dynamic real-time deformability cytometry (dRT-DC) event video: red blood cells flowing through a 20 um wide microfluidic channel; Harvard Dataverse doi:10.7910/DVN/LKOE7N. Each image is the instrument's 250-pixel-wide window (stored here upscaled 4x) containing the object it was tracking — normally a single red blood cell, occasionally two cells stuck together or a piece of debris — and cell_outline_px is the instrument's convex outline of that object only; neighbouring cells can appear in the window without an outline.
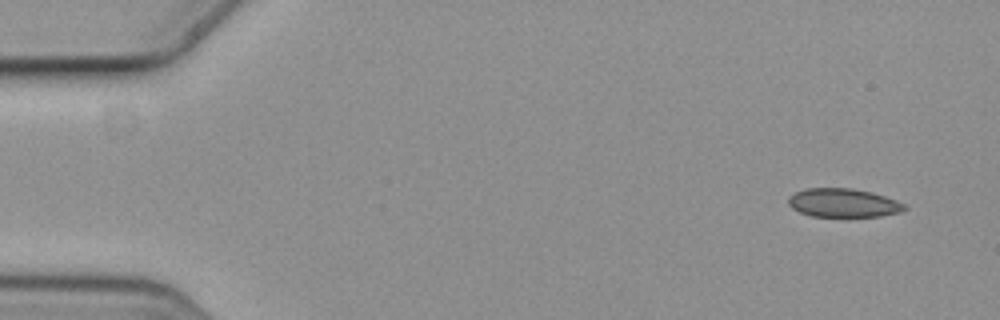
{"species": "common noctule bat (a hibernating species)", "species_latin": "Nyctalus noctula", "temperature_condition": "cold", "stored_images_in_passage": 8, "camera_frame_rate_fps": 3000, "um_per_image_px": 0.085, "animal": {"sex": "female", "body_mass_g": 19.3, "forearm_length_mm": 54.1}, "frame": {"image": 1, "passage_image": 1, "time_ms": 0.0, "image_size_px": [1000, 320], "cell_outline_px": [[908, 208], [900, 212], [880, 216], [812, 216], [800, 212], [792, 208], [788, 204], [788, 196], [796, 192], [808, 188], [852, 188], [872, 192], [896, 200], [904, 204]], "centroid_in_image_um": [71.67, 17.24], "position_along_channel_um": 13.3, "area_um2": 19.31}}
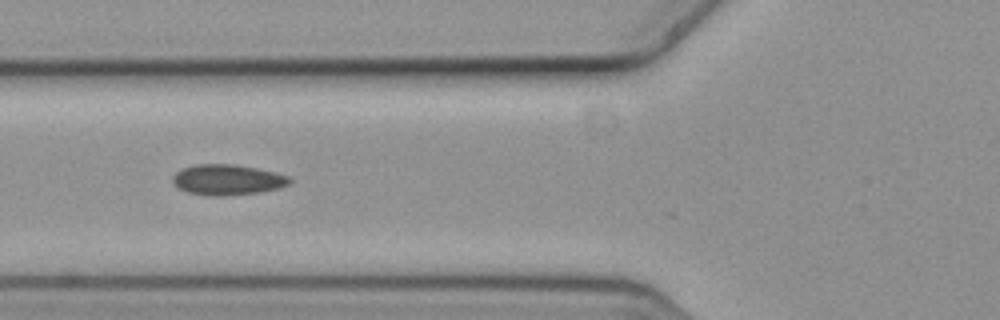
{"frame": {"image": 2, "passage_image": 6, "time_ms": 1.667, "image_size_px": [1000, 320], "cell_outline_px": [[292, 180], [288, 184], [276, 188], [260, 192], [224, 196], [212, 196], [188, 192], [176, 188], [172, 184], [172, 176], [180, 168], [196, 164], [236, 164], [256, 168], [288, 176]], "centroid_in_image_um": [19.25, 15.27], "position_along_channel_um": 106.6, "area_um2": 20.87}}
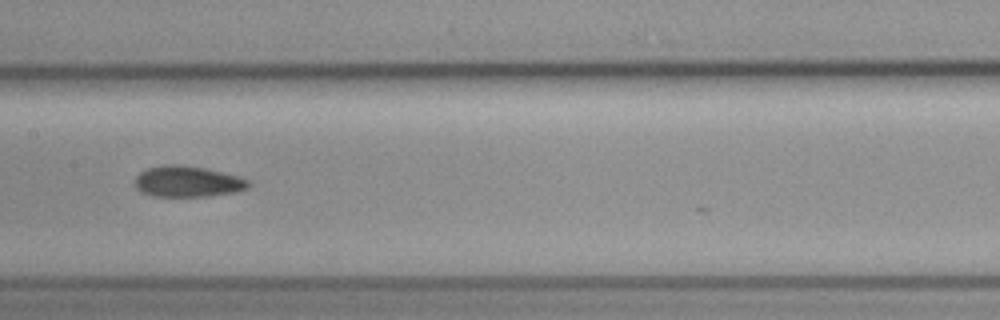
{"frame": {"image": 3, "passage_image": 8, "time_ms": 2.333, "image_size_px": [1000, 320], "cell_outline_px": [[252, 184], [248, 188], [236, 192], [208, 196], [152, 196], [140, 192], [136, 188], [136, 176], [140, 172], [148, 168], [164, 164], [176, 164], [204, 168], [236, 176], [248, 180]], "centroid_in_image_um": [15.93, 15.44], "position_along_channel_um": 191.5, "area_um2": 20.4}}